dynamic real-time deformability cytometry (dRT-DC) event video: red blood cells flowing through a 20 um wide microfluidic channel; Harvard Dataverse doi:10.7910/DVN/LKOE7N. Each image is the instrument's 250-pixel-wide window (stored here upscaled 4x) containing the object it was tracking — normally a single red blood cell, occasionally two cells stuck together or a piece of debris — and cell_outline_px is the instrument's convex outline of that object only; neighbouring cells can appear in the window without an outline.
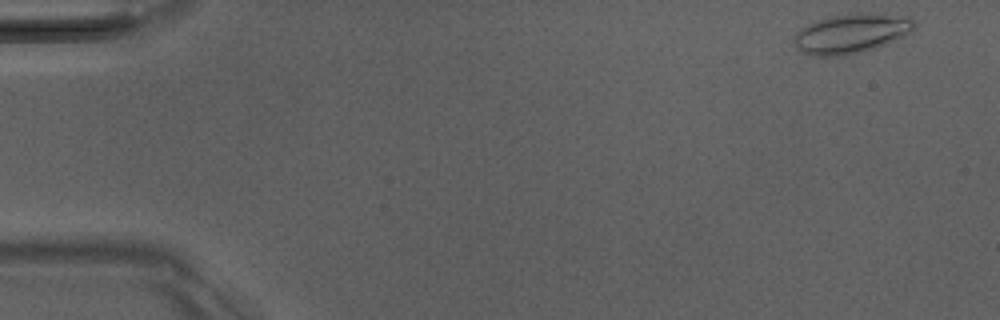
{"species": "Egyptian fruit bat (a non-hibernating species)", "species_latin": "Rousettus aegyptiacus", "temperature_condition": "room temperature", "stored_images_in_passage": 49, "camera_frame_rate_fps": 3000, "um_per_image_px": 0.085, "animal": {"sex": "male"}, "frame": {"image": 1, "passage_image": 1, "time_ms": 0.0, "image_size_px": [1000, 320], "cell_outline_px": [[916, 28], [912, 32], [904, 36], [876, 48], [844, 56], [812, 56], [800, 52], [792, 44], [792, 40], [796, 32], [800, 28], [808, 24], [832, 16], [860, 12], [872, 12], [908, 16], [916, 24]], "centroid_in_image_um": [72.35, 2.85], "position_along_channel_um": 12.6, "area_um2": 28.21}}
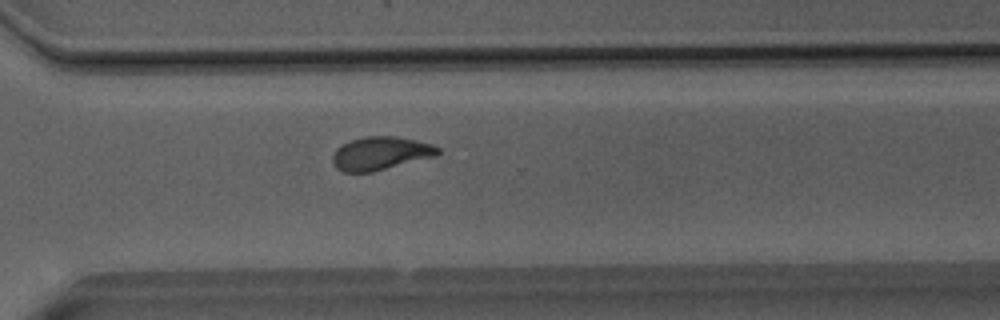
{"frame": {"image": 2, "passage_image": 35, "time_ms": 11.333, "image_size_px": [1000, 320], "cell_outline_px": [[440, 152], [436, 156], [372, 172], [344, 172], [336, 168], [332, 164], [332, 156], [336, 148], [352, 140], [364, 136], [396, 136], [416, 140], [432, 144], [440, 148]], "centroid_in_image_um": [32.34, 13.03], "position_along_channel_um": 338.3, "area_um2": 20.46}}
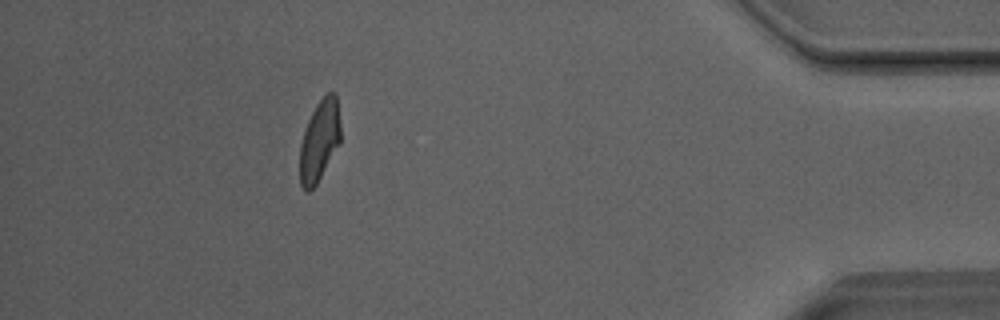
{"frame": {"image": 3, "passage_image": 44, "time_ms": 14.333, "image_size_px": [1000, 320], "cell_outline_px": [[340, 140], [316, 184], [308, 192], [300, 184], [300, 144], [308, 120], [316, 104], [328, 92], [336, 92], [340, 124]], "centroid_in_image_um": [27.14, 11.91], "position_along_channel_um": 408.1, "area_um2": 18.79}, "authors_computed_cell_mechanics": {"area_um2": 20.6346, "velocity_mm_per_s": 4.0608, "shape_relaxation_time_tau1_ms": 5.3525, "shape_relaxation_time_tau2_ms": 2.0277, "deformation_change_tau1": 0.1622, "deformation_change_tau2": 0.0924}}